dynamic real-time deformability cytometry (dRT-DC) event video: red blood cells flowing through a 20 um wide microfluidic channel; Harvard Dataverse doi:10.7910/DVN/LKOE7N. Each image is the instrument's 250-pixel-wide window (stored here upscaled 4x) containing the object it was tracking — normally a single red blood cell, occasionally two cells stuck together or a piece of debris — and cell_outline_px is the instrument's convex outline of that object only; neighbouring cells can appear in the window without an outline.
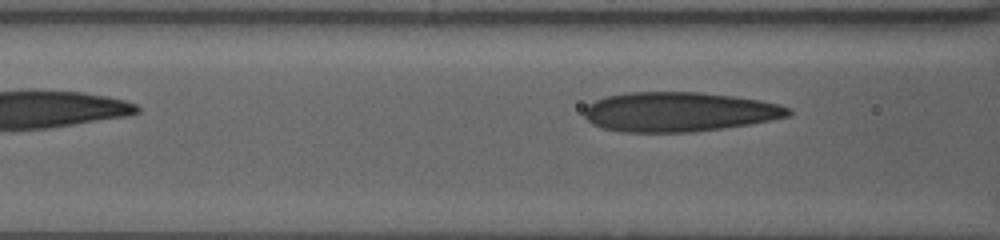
{"species": "human", "species_latin": "Homo sapiens", "temperature_condition": "warm", "stored_images_in_passage": 8, "camera_frame_rate_fps": 3000, "um_per_image_px": 0.085, "donor": {"sex": "female"}, "frame": {"image": 1, "passage_image": 5, "time_ms": 1.333, "image_size_px": [1000, 240], "cell_outline_px": [[792, 112], [788, 116], [748, 124], [692, 132], [620, 132], [604, 128], [592, 124], [584, 116], [584, 108], [588, 104], [604, 96], [628, 92], [700, 92], [732, 96], [760, 100], [780, 104], [788, 108]], "centroid_in_image_um": [57.66, 9.5], "position_along_channel_um": 108.9, "area_um2": 46.93}}